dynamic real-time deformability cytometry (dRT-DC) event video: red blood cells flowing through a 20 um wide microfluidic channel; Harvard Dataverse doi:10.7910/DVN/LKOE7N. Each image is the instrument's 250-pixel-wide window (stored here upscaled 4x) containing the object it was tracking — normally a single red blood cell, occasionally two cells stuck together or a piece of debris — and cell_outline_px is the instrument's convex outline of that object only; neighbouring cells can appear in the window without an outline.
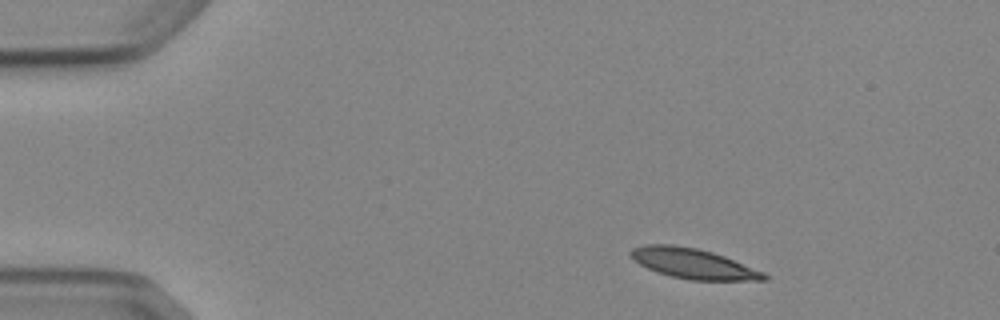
{"species": "Egyptian fruit bat (a non-hibernating species)", "species_latin": "Rousettus aegyptiacus", "temperature_condition": "cold", "stored_images_in_passage": 4, "camera_frame_rate_fps": 3000, "um_per_image_px": 0.085, "animal": {"sex": "female"}, "frame": {"image": 1, "passage_image": 1, "time_ms": 0.0, "image_size_px": [1000, 320], "cell_outline_px": [[768, 280], [692, 280], [672, 276], [656, 272], [632, 260], [628, 252], [632, 248], [644, 244], [672, 244], [696, 248], [712, 252], [724, 256], [764, 272], [768, 276]], "centroid_in_image_um": [58.88, 22.39], "position_along_channel_um": 26.1, "area_um2": 23.41}}